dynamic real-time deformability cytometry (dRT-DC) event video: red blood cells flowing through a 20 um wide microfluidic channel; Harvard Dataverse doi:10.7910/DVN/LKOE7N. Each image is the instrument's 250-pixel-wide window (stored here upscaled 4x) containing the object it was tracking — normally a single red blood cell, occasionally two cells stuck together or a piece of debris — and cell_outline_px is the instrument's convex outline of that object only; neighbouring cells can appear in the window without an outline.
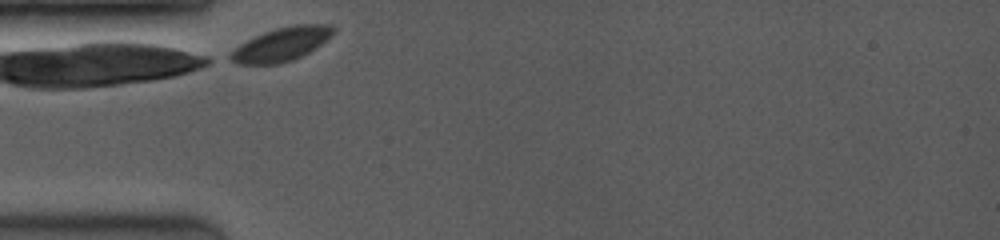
{"species": "common noctule bat (a hibernating species)", "species_latin": "Nyctalus noctula", "temperature_condition": "room temperature", "stored_images_in_passage": 20, "camera_frame_rate_fps": 3500, "um_per_image_px": 0.085, "animal": {"sex": "female", "body_mass_g": 19.0, "forearm_length_mm": 53.3}, "frame": {"image": 1, "passage_image": 1, "time_ms": 0.0, "image_size_px": [1000, 240], "cell_outline_px": [[336, 28], [332, 36], [328, 40], [308, 52], [292, 60], [280, 64], [236, 64], [228, 60], [224, 56], [240, 44], [264, 32], [276, 28], [292, 24], [328, 24]], "centroid_in_image_um": [23.89, 3.77], "position_along_channel_um": 61.1, "area_um2": 20.4}}
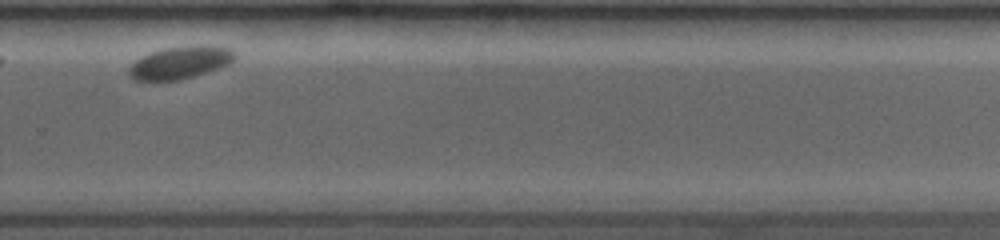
{"frame": {"image": 2, "passage_image": 15, "time_ms": 7.143, "image_size_px": [1000, 240], "cell_outline_px": [[236, 56], [228, 64], [180, 80], [152, 84], [132, 80], [128, 72], [128, 68], [136, 60], [152, 52], [164, 48], [232, 48], [236, 52]], "centroid_in_image_um": [15.17, 5.42], "position_along_channel_um": 314.6, "area_um2": 19.54}}